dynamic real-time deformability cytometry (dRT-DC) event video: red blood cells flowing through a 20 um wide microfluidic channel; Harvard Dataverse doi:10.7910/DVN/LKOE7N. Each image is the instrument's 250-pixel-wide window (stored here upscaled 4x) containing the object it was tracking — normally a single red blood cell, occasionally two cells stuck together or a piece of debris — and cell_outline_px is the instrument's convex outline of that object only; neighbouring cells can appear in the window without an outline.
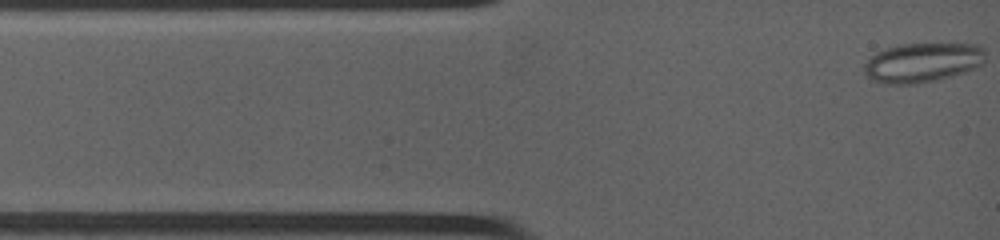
{"species": "common noctule bat (a hibernating species)", "species_latin": "Nyctalus noctula", "temperature_condition": "warm", "stored_images_in_passage": 42, "camera_frame_rate_fps": 4500, "um_per_image_px": 0.085, "animal": {"sex": "female", "body_mass_g": 19.0, "forearm_length_mm": 53.3}, "frame": {"image": 1, "passage_image": 1, "time_ms": 0.0, "image_size_px": [1000, 240], "cell_outline_px": [[984, 60], [980, 64], [964, 72], [932, 80], [912, 84], [896, 84], [876, 80], [868, 76], [864, 72], [864, 68], [868, 60], [872, 56], [888, 48], [904, 44], [972, 44], [980, 48]], "centroid_in_image_um": [78.39, 5.31], "position_along_channel_um": 6.6, "area_um2": 26.59}}
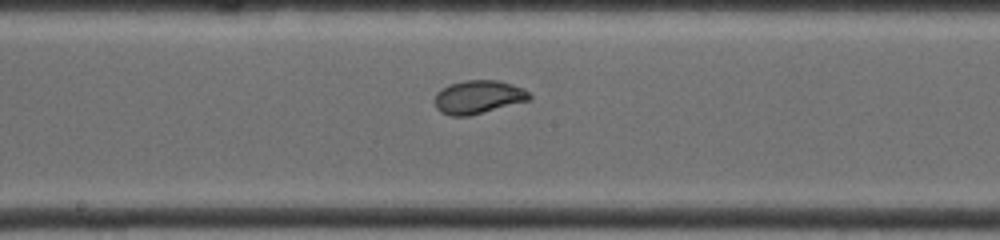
{"frame": {"image": 2, "passage_image": 22, "time_ms": 6.222, "image_size_px": [1000, 240], "cell_outline_px": [[532, 100], [468, 116], [452, 116], [440, 112], [436, 108], [436, 92], [448, 84], [464, 80], [500, 80], [524, 88], [532, 96]], "centroid_in_image_um": [40.68, 8.24], "position_along_channel_um": 207.5, "area_um2": 18.61}}
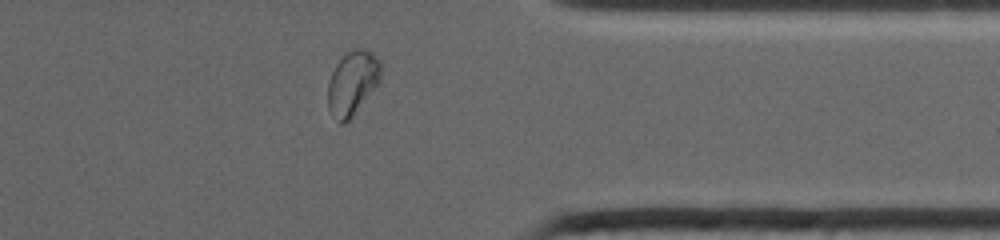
{"frame": {"image": 3, "passage_image": 38, "time_ms": 10.889, "image_size_px": [1000, 240], "cell_outline_px": [[380, 80], [352, 116], [344, 124], [340, 124], [332, 116], [328, 108], [328, 84], [332, 72], [336, 64], [352, 48], [368, 48], [380, 60]], "centroid_in_image_um": [29.95, 7.03], "position_along_channel_um": 381.5, "area_um2": 19.59}}